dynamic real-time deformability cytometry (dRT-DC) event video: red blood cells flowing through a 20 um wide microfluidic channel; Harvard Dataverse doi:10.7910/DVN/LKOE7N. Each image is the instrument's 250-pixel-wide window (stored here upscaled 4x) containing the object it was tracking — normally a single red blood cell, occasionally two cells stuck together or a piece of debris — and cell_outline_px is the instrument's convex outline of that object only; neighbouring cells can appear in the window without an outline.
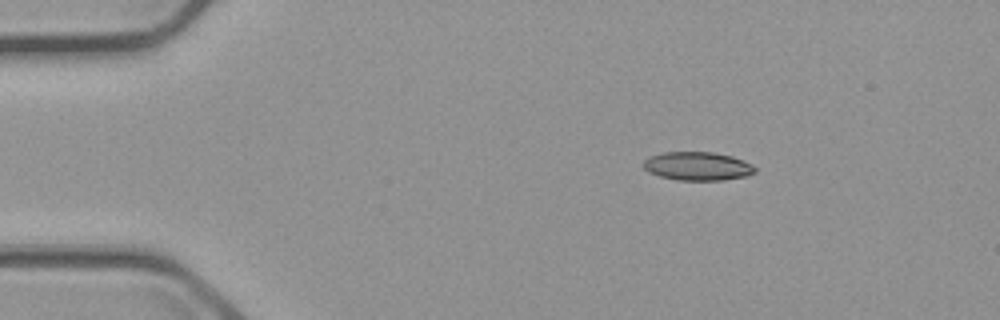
{"species": "common noctule bat (a hibernating species)", "species_latin": "Nyctalus noctula", "temperature_condition": "cold", "stored_images_in_passage": 3, "camera_frame_rate_fps": 3000, "um_per_image_px": 0.085, "animal": {"sex": "male", "body_mass_g": 23.1, "forearm_length_mm": 52.7}, "frame": {"image": 1, "passage_image": 1, "time_ms": 0.0, "image_size_px": [1000, 320], "cell_outline_px": [[756, 172], [748, 176], [724, 180], [676, 180], [660, 176], [648, 172], [644, 168], [644, 160], [648, 156], [664, 152], [712, 152], [732, 156], [752, 164], [756, 168]], "centroid_in_image_um": [59.3, 14.12], "position_along_channel_um": 25.7, "area_um2": 18.67}}